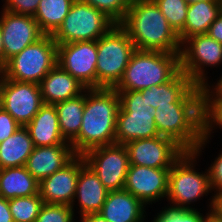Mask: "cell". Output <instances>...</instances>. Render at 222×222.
<instances>
[{
    "label": "cell",
    "instance_id": "cell-1",
    "mask_svg": "<svg viewBox=\"0 0 222 222\" xmlns=\"http://www.w3.org/2000/svg\"><path fill=\"white\" fill-rule=\"evenodd\" d=\"M120 97L114 88L85 90V107L78 136L70 143L76 155L115 143Z\"/></svg>",
    "mask_w": 222,
    "mask_h": 222
},
{
    "label": "cell",
    "instance_id": "cell-2",
    "mask_svg": "<svg viewBox=\"0 0 222 222\" xmlns=\"http://www.w3.org/2000/svg\"><path fill=\"white\" fill-rule=\"evenodd\" d=\"M120 25L137 50L180 54L179 36L153 0H132Z\"/></svg>",
    "mask_w": 222,
    "mask_h": 222
},
{
    "label": "cell",
    "instance_id": "cell-3",
    "mask_svg": "<svg viewBox=\"0 0 222 222\" xmlns=\"http://www.w3.org/2000/svg\"><path fill=\"white\" fill-rule=\"evenodd\" d=\"M159 136L194 151L202 138V87L193 85L176 103L155 108Z\"/></svg>",
    "mask_w": 222,
    "mask_h": 222
},
{
    "label": "cell",
    "instance_id": "cell-4",
    "mask_svg": "<svg viewBox=\"0 0 222 222\" xmlns=\"http://www.w3.org/2000/svg\"><path fill=\"white\" fill-rule=\"evenodd\" d=\"M201 159L194 151H185L173 164L168 175V204L163 206L171 209L201 210L197 207L200 206L198 202L204 197L206 199L208 195L212 196L207 167L205 171L200 170Z\"/></svg>",
    "mask_w": 222,
    "mask_h": 222
},
{
    "label": "cell",
    "instance_id": "cell-5",
    "mask_svg": "<svg viewBox=\"0 0 222 222\" xmlns=\"http://www.w3.org/2000/svg\"><path fill=\"white\" fill-rule=\"evenodd\" d=\"M180 71V54L135 50L116 91H141L170 81Z\"/></svg>",
    "mask_w": 222,
    "mask_h": 222
},
{
    "label": "cell",
    "instance_id": "cell-6",
    "mask_svg": "<svg viewBox=\"0 0 222 222\" xmlns=\"http://www.w3.org/2000/svg\"><path fill=\"white\" fill-rule=\"evenodd\" d=\"M120 107L117 112L115 143H126L159 136L155 120V108L146 99V89L141 91H117Z\"/></svg>",
    "mask_w": 222,
    "mask_h": 222
},
{
    "label": "cell",
    "instance_id": "cell-7",
    "mask_svg": "<svg viewBox=\"0 0 222 222\" xmlns=\"http://www.w3.org/2000/svg\"><path fill=\"white\" fill-rule=\"evenodd\" d=\"M136 50L128 33L114 25L97 39V88H114L123 76L131 55Z\"/></svg>",
    "mask_w": 222,
    "mask_h": 222
},
{
    "label": "cell",
    "instance_id": "cell-8",
    "mask_svg": "<svg viewBox=\"0 0 222 222\" xmlns=\"http://www.w3.org/2000/svg\"><path fill=\"white\" fill-rule=\"evenodd\" d=\"M58 45L52 35H44L10 58L1 68V75L10 80L40 84L57 64Z\"/></svg>",
    "mask_w": 222,
    "mask_h": 222
},
{
    "label": "cell",
    "instance_id": "cell-9",
    "mask_svg": "<svg viewBox=\"0 0 222 222\" xmlns=\"http://www.w3.org/2000/svg\"><path fill=\"white\" fill-rule=\"evenodd\" d=\"M116 23L102 11L75 0L59 28L52 34L57 45L77 41H96Z\"/></svg>",
    "mask_w": 222,
    "mask_h": 222
},
{
    "label": "cell",
    "instance_id": "cell-10",
    "mask_svg": "<svg viewBox=\"0 0 222 222\" xmlns=\"http://www.w3.org/2000/svg\"><path fill=\"white\" fill-rule=\"evenodd\" d=\"M221 65L222 44L208 34H196L181 43L180 70L195 85L205 86L210 81V77L212 79L208 74L209 70L213 68L222 70Z\"/></svg>",
    "mask_w": 222,
    "mask_h": 222
},
{
    "label": "cell",
    "instance_id": "cell-11",
    "mask_svg": "<svg viewBox=\"0 0 222 222\" xmlns=\"http://www.w3.org/2000/svg\"><path fill=\"white\" fill-rule=\"evenodd\" d=\"M82 156L108 191L124 189L130 166L124 145L114 143L99 146L88 150Z\"/></svg>",
    "mask_w": 222,
    "mask_h": 222
},
{
    "label": "cell",
    "instance_id": "cell-12",
    "mask_svg": "<svg viewBox=\"0 0 222 222\" xmlns=\"http://www.w3.org/2000/svg\"><path fill=\"white\" fill-rule=\"evenodd\" d=\"M57 64L87 89L97 88V40L58 45Z\"/></svg>",
    "mask_w": 222,
    "mask_h": 222
},
{
    "label": "cell",
    "instance_id": "cell-13",
    "mask_svg": "<svg viewBox=\"0 0 222 222\" xmlns=\"http://www.w3.org/2000/svg\"><path fill=\"white\" fill-rule=\"evenodd\" d=\"M130 164L150 168H171L185 150L164 136L130 141L124 145Z\"/></svg>",
    "mask_w": 222,
    "mask_h": 222
},
{
    "label": "cell",
    "instance_id": "cell-14",
    "mask_svg": "<svg viewBox=\"0 0 222 222\" xmlns=\"http://www.w3.org/2000/svg\"><path fill=\"white\" fill-rule=\"evenodd\" d=\"M44 105L40 86L2 76V108L25 127Z\"/></svg>",
    "mask_w": 222,
    "mask_h": 222
},
{
    "label": "cell",
    "instance_id": "cell-15",
    "mask_svg": "<svg viewBox=\"0 0 222 222\" xmlns=\"http://www.w3.org/2000/svg\"><path fill=\"white\" fill-rule=\"evenodd\" d=\"M169 170L130 164L124 189L153 211L152 205L166 201Z\"/></svg>",
    "mask_w": 222,
    "mask_h": 222
},
{
    "label": "cell",
    "instance_id": "cell-16",
    "mask_svg": "<svg viewBox=\"0 0 222 222\" xmlns=\"http://www.w3.org/2000/svg\"><path fill=\"white\" fill-rule=\"evenodd\" d=\"M0 27L3 38V65L45 35L33 16L15 14L3 9H0Z\"/></svg>",
    "mask_w": 222,
    "mask_h": 222
},
{
    "label": "cell",
    "instance_id": "cell-17",
    "mask_svg": "<svg viewBox=\"0 0 222 222\" xmlns=\"http://www.w3.org/2000/svg\"><path fill=\"white\" fill-rule=\"evenodd\" d=\"M82 155H76L62 169L39 182V195L44 203L71 206L80 169L85 165Z\"/></svg>",
    "mask_w": 222,
    "mask_h": 222
},
{
    "label": "cell",
    "instance_id": "cell-18",
    "mask_svg": "<svg viewBox=\"0 0 222 222\" xmlns=\"http://www.w3.org/2000/svg\"><path fill=\"white\" fill-rule=\"evenodd\" d=\"M108 192L94 171L85 164L79 171L75 196L71 204L75 215H78L77 219L81 220L91 214L99 213Z\"/></svg>",
    "mask_w": 222,
    "mask_h": 222
},
{
    "label": "cell",
    "instance_id": "cell-19",
    "mask_svg": "<svg viewBox=\"0 0 222 222\" xmlns=\"http://www.w3.org/2000/svg\"><path fill=\"white\" fill-rule=\"evenodd\" d=\"M76 156L70 143L54 146H34L26 162L27 171L38 181L62 169Z\"/></svg>",
    "mask_w": 222,
    "mask_h": 222
},
{
    "label": "cell",
    "instance_id": "cell-20",
    "mask_svg": "<svg viewBox=\"0 0 222 222\" xmlns=\"http://www.w3.org/2000/svg\"><path fill=\"white\" fill-rule=\"evenodd\" d=\"M147 210L139 199L121 189L108 192L99 214L109 222H147Z\"/></svg>",
    "mask_w": 222,
    "mask_h": 222
},
{
    "label": "cell",
    "instance_id": "cell-21",
    "mask_svg": "<svg viewBox=\"0 0 222 222\" xmlns=\"http://www.w3.org/2000/svg\"><path fill=\"white\" fill-rule=\"evenodd\" d=\"M39 86L44 104L49 105L77 97L87 89L58 64L41 80Z\"/></svg>",
    "mask_w": 222,
    "mask_h": 222
},
{
    "label": "cell",
    "instance_id": "cell-22",
    "mask_svg": "<svg viewBox=\"0 0 222 222\" xmlns=\"http://www.w3.org/2000/svg\"><path fill=\"white\" fill-rule=\"evenodd\" d=\"M34 146H54L68 143L64 140L55 105L44 104L32 121L25 126Z\"/></svg>",
    "mask_w": 222,
    "mask_h": 222
},
{
    "label": "cell",
    "instance_id": "cell-23",
    "mask_svg": "<svg viewBox=\"0 0 222 222\" xmlns=\"http://www.w3.org/2000/svg\"><path fill=\"white\" fill-rule=\"evenodd\" d=\"M222 12V0H203L188 5L184 28L178 33L181 43L196 34H207Z\"/></svg>",
    "mask_w": 222,
    "mask_h": 222
},
{
    "label": "cell",
    "instance_id": "cell-24",
    "mask_svg": "<svg viewBox=\"0 0 222 222\" xmlns=\"http://www.w3.org/2000/svg\"><path fill=\"white\" fill-rule=\"evenodd\" d=\"M39 194V182L25 166L0 169V196L6 200Z\"/></svg>",
    "mask_w": 222,
    "mask_h": 222
},
{
    "label": "cell",
    "instance_id": "cell-25",
    "mask_svg": "<svg viewBox=\"0 0 222 222\" xmlns=\"http://www.w3.org/2000/svg\"><path fill=\"white\" fill-rule=\"evenodd\" d=\"M33 149L34 144L28 129L20 126L0 143V169L25 166Z\"/></svg>",
    "mask_w": 222,
    "mask_h": 222
},
{
    "label": "cell",
    "instance_id": "cell-26",
    "mask_svg": "<svg viewBox=\"0 0 222 222\" xmlns=\"http://www.w3.org/2000/svg\"><path fill=\"white\" fill-rule=\"evenodd\" d=\"M85 107V91L77 97L55 104L64 140L71 143L79 134Z\"/></svg>",
    "mask_w": 222,
    "mask_h": 222
},
{
    "label": "cell",
    "instance_id": "cell-27",
    "mask_svg": "<svg viewBox=\"0 0 222 222\" xmlns=\"http://www.w3.org/2000/svg\"><path fill=\"white\" fill-rule=\"evenodd\" d=\"M194 83L181 70L168 82L146 89L147 102L153 108L176 103Z\"/></svg>",
    "mask_w": 222,
    "mask_h": 222
},
{
    "label": "cell",
    "instance_id": "cell-28",
    "mask_svg": "<svg viewBox=\"0 0 222 222\" xmlns=\"http://www.w3.org/2000/svg\"><path fill=\"white\" fill-rule=\"evenodd\" d=\"M219 129L222 131V96H202V138L194 150L199 157L205 155V147L209 149Z\"/></svg>",
    "mask_w": 222,
    "mask_h": 222
},
{
    "label": "cell",
    "instance_id": "cell-29",
    "mask_svg": "<svg viewBox=\"0 0 222 222\" xmlns=\"http://www.w3.org/2000/svg\"><path fill=\"white\" fill-rule=\"evenodd\" d=\"M75 0H41L33 16L45 35H52L68 15Z\"/></svg>",
    "mask_w": 222,
    "mask_h": 222
},
{
    "label": "cell",
    "instance_id": "cell-30",
    "mask_svg": "<svg viewBox=\"0 0 222 222\" xmlns=\"http://www.w3.org/2000/svg\"><path fill=\"white\" fill-rule=\"evenodd\" d=\"M44 202L39 194L9 200L14 222H35Z\"/></svg>",
    "mask_w": 222,
    "mask_h": 222
},
{
    "label": "cell",
    "instance_id": "cell-31",
    "mask_svg": "<svg viewBox=\"0 0 222 222\" xmlns=\"http://www.w3.org/2000/svg\"><path fill=\"white\" fill-rule=\"evenodd\" d=\"M178 34L185 26L188 3L185 0H153Z\"/></svg>",
    "mask_w": 222,
    "mask_h": 222
},
{
    "label": "cell",
    "instance_id": "cell-32",
    "mask_svg": "<svg viewBox=\"0 0 222 222\" xmlns=\"http://www.w3.org/2000/svg\"><path fill=\"white\" fill-rule=\"evenodd\" d=\"M205 209H171L167 206L154 213L151 222H203ZM203 212V213H202Z\"/></svg>",
    "mask_w": 222,
    "mask_h": 222
},
{
    "label": "cell",
    "instance_id": "cell-33",
    "mask_svg": "<svg viewBox=\"0 0 222 222\" xmlns=\"http://www.w3.org/2000/svg\"><path fill=\"white\" fill-rule=\"evenodd\" d=\"M69 205L44 203L35 222H78Z\"/></svg>",
    "mask_w": 222,
    "mask_h": 222
},
{
    "label": "cell",
    "instance_id": "cell-34",
    "mask_svg": "<svg viewBox=\"0 0 222 222\" xmlns=\"http://www.w3.org/2000/svg\"><path fill=\"white\" fill-rule=\"evenodd\" d=\"M102 11L116 24L125 18L132 0H80Z\"/></svg>",
    "mask_w": 222,
    "mask_h": 222
},
{
    "label": "cell",
    "instance_id": "cell-35",
    "mask_svg": "<svg viewBox=\"0 0 222 222\" xmlns=\"http://www.w3.org/2000/svg\"><path fill=\"white\" fill-rule=\"evenodd\" d=\"M1 9L15 14L34 16L41 0H1Z\"/></svg>",
    "mask_w": 222,
    "mask_h": 222
},
{
    "label": "cell",
    "instance_id": "cell-36",
    "mask_svg": "<svg viewBox=\"0 0 222 222\" xmlns=\"http://www.w3.org/2000/svg\"><path fill=\"white\" fill-rule=\"evenodd\" d=\"M215 155L213 161L211 159V164H208L210 166L207 165L212 193L222 191V150L217 153L216 157Z\"/></svg>",
    "mask_w": 222,
    "mask_h": 222
},
{
    "label": "cell",
    "instance_id": "cell-37",
    "mask_svg": "<svg viewBox=\"0 0 222 222\" xmlns=\"http://www.w3.org/2000/svg\"><path fill=\"white\" fill-rule=\"evenodd\" d=\"M20 125L3 108L0 109V143L10 137Z\"/></svg>",
    "mask_w": 222,
    "mask_h": 222
},
{
    "label": "cell",
    "instance_id": "cell-38",
    "mask_svg": "<svg viewBox=\"0 0 222 222\" xmlns=\"http://www.w3.org/2000/svg\"><path fill=\"white\" fill-rule=\"evenodd\" d=\"M215 80L216 81H213V79L212 81L210 80L202 87V96H222V72Z\"/></svg>",
    "mask_w": 222,
    "mask_h": 222
},
{
    "label": "cell",
    "instance_id": "cell-39",
    "mask_svg": "<svg viewBox=\"0 0 222 222\" xmlns=\"http://www.w3.org/2000/svg\"><path fill=\"white\" fill-rule=\"evenodd\" d=\"M207 200L205 202L207 204L205 209L222 218V191L212 193V196L209 199L207 198Z\"/></svg>",
    "mask_w": 222,
    "mask_h": 222
},
{
    "label": "cell",
    "instance_id": "cell-40",
    "mask_svg": "<svg viewBox=\"0 0 222 222\" xmlns=\"http://www.w3.org/2000/svg\"><path fill=\"white\" fill-rule=\"evenodd\" d=\"M207 34L215 39L217 42L222 44V12L210 25Z\"/></svg>",
    "mask_w": 222,
    "mask_h": 222
},
{
    "label": "cell",
    "instance_id": "cell-41",
    "mask_svg": "<svg viewBox=\"0 0 222 222\" xmlns=\"http://www.w3.org/2000/svg\"><path fill=\"white\" fill-rule=\"evenodd\" d=\"M0 222H14L9 207V200L0 196Z\"/></svg>",
    "mask_w": 222,
    "mask_h": 222
},
{
    "label": "cell",
    "instance_id": "cell-42",
    "mask_svg": "<svg viewBox=\"0 0 222 222\" xmlns=\"http://www.w3.org/2000/svg\"><path fill=\"white\" fill-rule=\"evenodd\" d=\"M78 221L79 222H109L108 220L104 219L102 215H100L99 213L91 214Z\"/></svg>",
    "mask_w": 222,
    "mask_h": 222
},
{
    "label": "cell",
    "instance_id": "cell-43",
    "mask_svg": "<svg viewBox=\"0 0 222 222\" xmlns=\"http://www.w3.org/2000/svg\"><path fill=\"white\" fill-rule=\"evenodd\" d=\"M203 222H222V218L216 216L213 212L210 210H205Z\"/></svg>",
    "mask_w": 222,
    "mask_h": 222
},
{
    "label": "cell",
    "instance_id": "cell-44",
    "mask_svg": "<svg viewBox=\"0 0 222 222\" xmlns=\"http://www.w3.org/2000/svg\"><path fill=\"white\" fill-rule=\"evenodd\" d=\"M3 66V38L0 27V68Z\"/></svg>",
    "mask_w": 222,
    "mask_h": 222
},
{
    "label": "cell",
    "instance_id": "cell-45",
    "mask_svg": "<svg viewBox=\"0 0 222 222\" xmlns=\"http://www.w3.org/2000/svg\"><path fill=\"white\" fill-rule=\"evenodd\" d=\"M2 108V75L0 73V109Z\"/></svg>",
    "mask_w": 222,
    "mask_h": 222
},
{
    "label": "cell",
    "instance_id": "cell-46",
    "mask_svg": "<svg viewBox=\"0 0 222 222\" xmlns=\"http://www.w3.org/2000/svg\"><path fill=\"white\" fill-rule=\"evenodd\" d=\"M188 4L193 3V2H198V1H203V0H185Z\"/></svg>",
    "mask_w": 222,
    "mask_h": 222
}]
</instances>
